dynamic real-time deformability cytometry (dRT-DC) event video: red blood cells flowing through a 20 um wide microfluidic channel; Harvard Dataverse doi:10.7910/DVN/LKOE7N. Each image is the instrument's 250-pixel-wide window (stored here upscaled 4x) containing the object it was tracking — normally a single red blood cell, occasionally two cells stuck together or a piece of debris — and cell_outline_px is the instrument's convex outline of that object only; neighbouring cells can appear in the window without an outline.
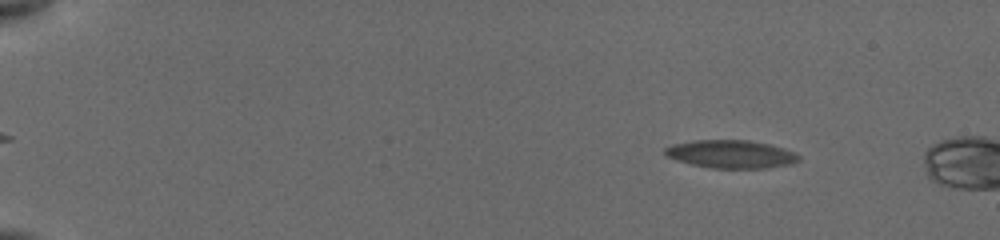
{"species": "common noctule bat (a hibernating species)", "species_latin": "Nyctalus noctula", "temperature_condition": "cold", "stored_images_in_passage": 7, "camera_frame_rate_fps": 3000, "um_per_image_px": 0.085, "animal": {"sex": "female", "body_mass_g": 19.5, "forearm_length_mm": 54.1}, "frame": {"image": 1, "passage_image": 2, "time_ms": 0.333, "image_size_px": [1000, 240], "cell_outline_px": [[800, 160], [792, 164], [764, 168], [712, 168], [692, 164], [676, 160], [668, 156], [664, 152], [664, 148], [672, 144], [696, 140], [748, 140], [768, 144], [784, 148], [800, 156]], "centroid_in_image_um": [62.14, 13.1], "position_along_channel_um": 22.9, "area_um2": 21.73}}